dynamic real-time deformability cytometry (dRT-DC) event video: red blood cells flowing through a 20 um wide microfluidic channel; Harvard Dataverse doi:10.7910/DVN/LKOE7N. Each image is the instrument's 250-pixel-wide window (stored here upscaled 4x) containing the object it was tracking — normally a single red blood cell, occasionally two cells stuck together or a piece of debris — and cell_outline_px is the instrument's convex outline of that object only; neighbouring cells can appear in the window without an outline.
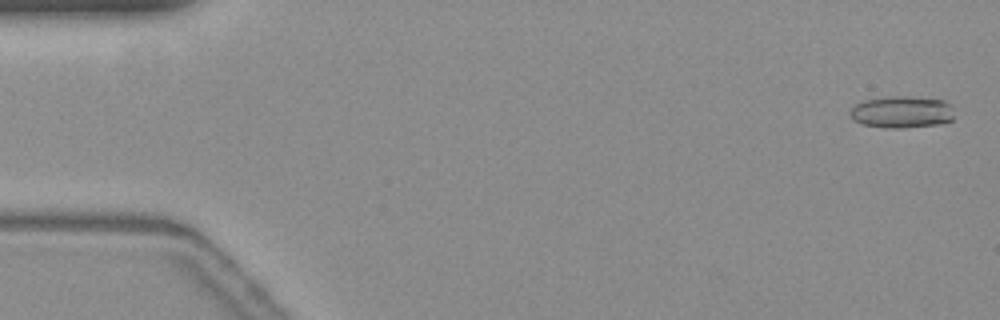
{"species": "common noctule bat (a hibernating species)", "species_latin": "Nyctalus noctula", "temperature_condition": "warm", "stored_images_in_passage": 56, "camera_frame_rate_fps": 3000, "um_per_image_px": 0.085, "animal": {"sex": "female", "body_mass_g": 19.3, "forearm_length_mm": 54.1}, "frame": {"image": 1, "passage_image": 2, "time_ms": 0.333, "image_size_px": [1000, 320], "cell_outline_px": [[952, 120], [936, 124], [900, 128], [884, 128], [864, 124], [852, 120], [848, 112], [856, 104], [864, 100], [888, 96], [904, 96], [944, 100], [948, 104], [952, 116]], "centroid_in_image_um": [76.57, 9.52], "position_along_channel_um": 8.4, "area_um2": 19.13}}
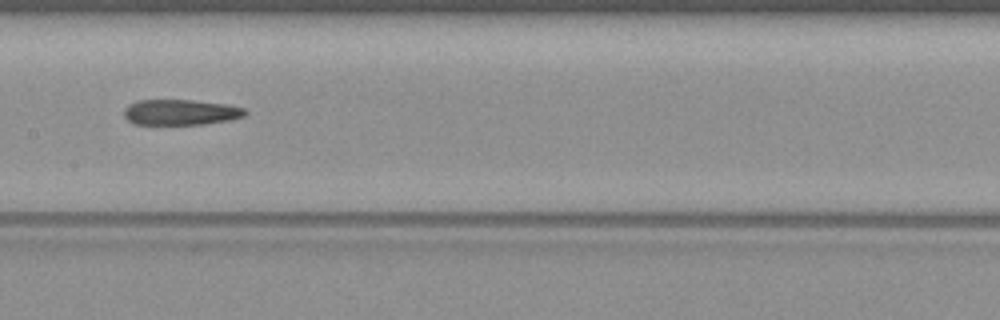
{"frame": {"image": 2, "passage_image": 28, "time_ms": 9.0, "image_size_px": [1000, 320], "cell_outline_px": [[248, 112], [244, 116], [228, 120], [204, 124], [136, 124], [128, 120], [124, 116], [124, 108], [128, 104], [136, 100], [192, 100], [224, 104], [244, 108]], "centroid_in_image_um": [15.32, 9.53], "position_along_channel_um": 192.1, "area_um2": 17.98}}
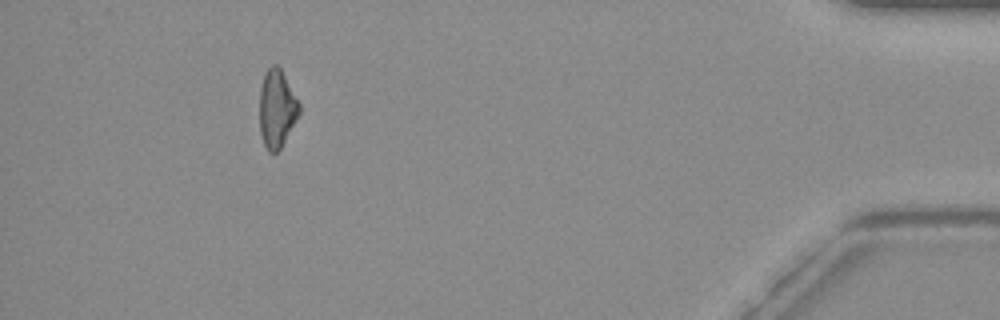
{"frame": {"image": 3, "passage_image": 51, "time_ms": 16.667, "image_size_px": [1000, 320], "cell_outline_px": [[300, 112], [280, 148], [276, 152], [268, 152], [264, 144], [260, 132], [260, 88], [264, 72], [272, 64], [276, 64], [280, 68], [300, 104]], "centroid_in_image_um": [23.51, 9.21], "position_along_channel_um": 411.7, "area_um2": 17.74}, "authors_computed_cell_mechanics": {"area_um2": 19.1029, "velocity_mm_per_s": 3.723, "shape_relaxation_time_tau1_ms": null, "shape_relaxation_time_tau2_ms": 3.4948, "deformation_change_tau1": null, "deformation_change_tau2": 0.1303}}